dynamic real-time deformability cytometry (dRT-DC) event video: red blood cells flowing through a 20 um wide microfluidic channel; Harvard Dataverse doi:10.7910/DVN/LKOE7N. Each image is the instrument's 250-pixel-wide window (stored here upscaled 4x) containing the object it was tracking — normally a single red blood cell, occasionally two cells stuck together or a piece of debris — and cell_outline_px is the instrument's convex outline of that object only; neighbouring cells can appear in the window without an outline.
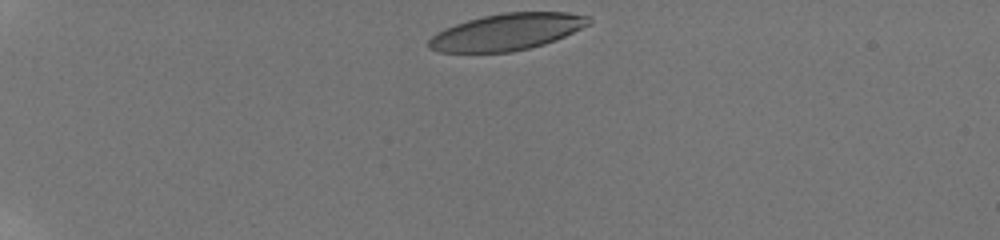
{"species": "human", "species_latin": "Homo sapiens", "temperature_condition": "room temperature", "stored_images_in_passage": 17, "camera_frame_rate_fps": 3000, "um_per_image_px": 0.085, "donor": {"sex": "male"}, "frame": {"image": 1, "passage_image": 1, "time_ms": 0.0, "image_size_px": [1000, 240], "cell_outline_px": [[592, 24], [556, 40], [544, 44], [512, 52], [440, 52], [428, 48], [428, 40], [436, 32], [444, 28], [468, 20], [484, 16], [504, 12], [568, 12], [592, 16]], "centroid_in_image_um": [43.13, 2.7], "position_along_channel_um": 41.9, "area_um2": 34.39}}
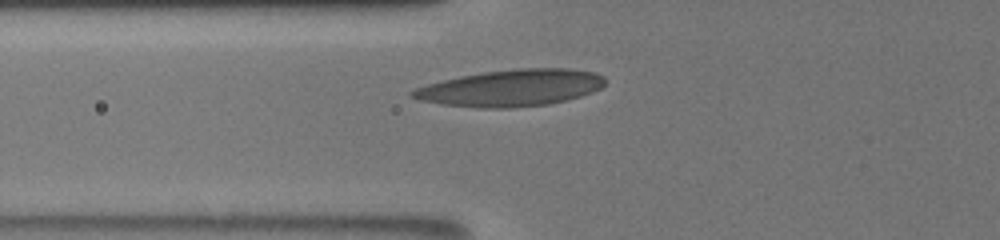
{"frame": {"image": 2, "passage_image": 10, "time_ms": 3.0, "image_size_px": [1000, 240], "cell_outline_px": [[604, 84], [600, 88], [592, 92], [568, 100], [548, 104], [512, 108], [476, 108], [440, 104], [420, 100], [408, 96], [408, 92], [416, 88], [428, 84], [460, 76], [484, 72], [520, 68], [568, 68], [596, 72], [604, 76]], "centroid_in_image_um": [43.43, 7.48], "position_along_channel_um": 82.4, "area_um2": 41.33}}
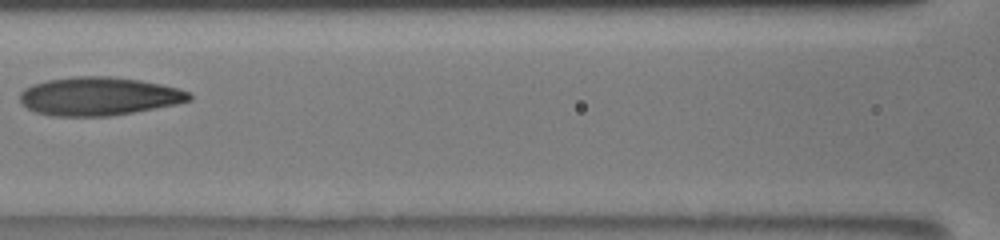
{"frame": {"image": 3, "passage_image": 14, "time_ms": 5.0, "image_size_px": [1000, 240], "cell_outline_px": [[192, 100], [176, 104], [112, 116], [52, 116], [36, 112], [28, 108], [20, 100], [20, 92], [24, 88], [32, 84], [48, 80], [72, 76], [108, 76], [140, 80], [160, 84], [176, 88], [188, 92], [192, 96]], "centroid_in_image_um": [8.38, 8.18], "position_along_channel_um": 158.2, "area_um2": 37.8}}